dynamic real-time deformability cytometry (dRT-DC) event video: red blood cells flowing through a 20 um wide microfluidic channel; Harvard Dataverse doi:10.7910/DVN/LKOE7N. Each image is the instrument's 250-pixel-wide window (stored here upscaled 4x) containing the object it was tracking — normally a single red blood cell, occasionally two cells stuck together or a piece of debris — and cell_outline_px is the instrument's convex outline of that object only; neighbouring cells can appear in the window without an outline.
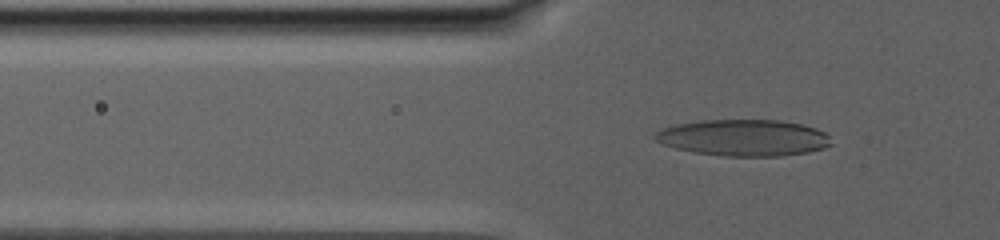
{"species": "human", "species_latin": "Homo sapiens", "temperature_condition": "warm", "stored_images_in_passage": 99, "camera_frame_rate_fps": 3000, "um_per_image_px": 0.085, "donor": {"sex": "male"}, "frame": {"image": 1, "passage_image": 33, "time_ms": 8.667, "image_size_px": [1000, 240], "cell_outline_px": [[832, 144], [824, 148], [808, 152], [780, 156], [724, 156], [692, 152], [660, 144], [652, 136], [656, 132], [664, 128], [676, 124], [704, 120], [780, 120], [800, 124], [816, 128], [824, 132], [828, 136]], "centroid_in_image_um": [63.19, 11.71], "position_along_channel_um": 62.6, "area_um2": 37.45}}
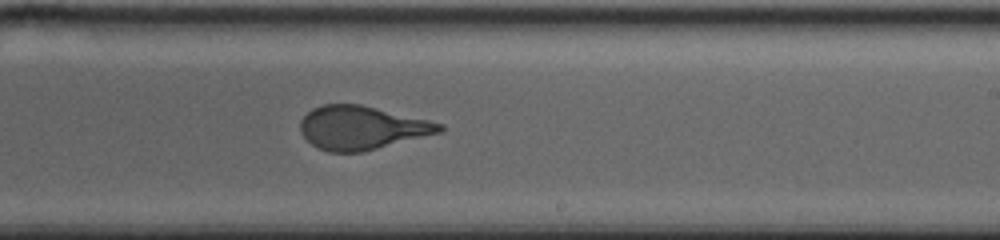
{"frame": {"image": 2, "passage_image": 62, "time_ms": 16.667, "image_size_px": [1000, 240], "cell_outline_px": [[444, 128], [440, 132], [360, 152], [328, 152], [312, 144], [300, 132], [300, 120], [312, 108], [324, 104], [360, 104], [428, 120], [444, 124]], "centroid_in_image_um": [30.71, 10.85], "position_along_channel_um": 258.3, "area_um2": 34.8}}
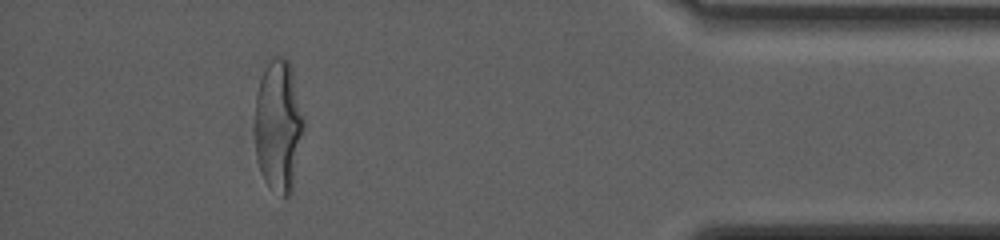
{"frame": {"image": 3, "passage_image": 90, "time_ms": 24.0, "image_size_px": [1000, 240], "cell_outline_px": [[304, 132], [292, 192], [284, 200], [264, 180], [260, 172], [256, 156], [256, 92], [264, 68], [272, 56], [280, 56], [288, 60], [292, 68], [304, 120]], "centroid_in_image_um": [23.69, 10.71], "position_along_channel_um": 411.5, "area_um2": 37.86}, "authors_computed_cell_mechanics": {"area_um2": 37.3388, "velocity_mm_per_s": 2.6129, "shape_relaxation_time_tau1_ms": 7.8074, "shape_relaxation_time_tau2_ms": 0.998, "deformation_change_tau1": 0.271, "deformation_change_tau2": 0.0889}}